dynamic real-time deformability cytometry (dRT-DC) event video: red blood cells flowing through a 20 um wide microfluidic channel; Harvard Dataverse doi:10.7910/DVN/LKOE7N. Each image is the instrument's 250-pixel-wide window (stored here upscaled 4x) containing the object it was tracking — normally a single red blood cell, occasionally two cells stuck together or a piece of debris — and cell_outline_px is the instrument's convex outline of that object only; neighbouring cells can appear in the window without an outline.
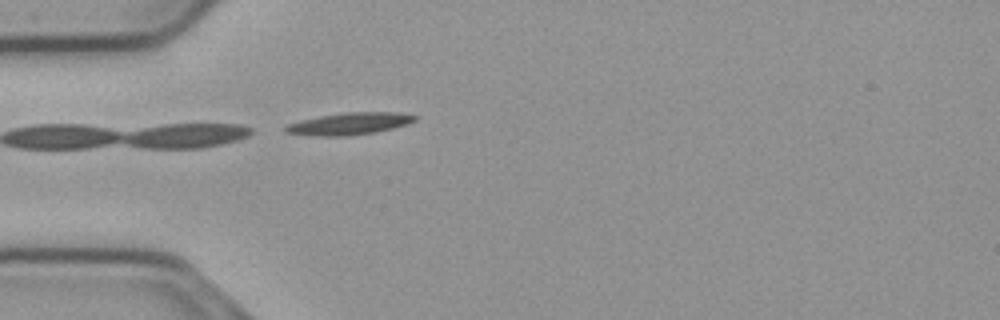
{"species": "common noctule bat (a hibernating species)", "species_latin": "Nyctalus noctula", "temperature_condition": "cold", "stored_images_in_passage": 9, "camera_frame_rate_fps": 3000, "um_per_image_px": 0.085, "animal": {"sex": "male", "body_mass_g": 23.1, "forearm_length_mm": 52.7}, "frame": {"image": 1, "passage_image": 9, "time_ms": 2.667, "image_size_px": [1000, 320], "cell_outline_px": [[416, 120], [392, 128], [372, 132], [344, 136], [320, 136], [284, 132], [284, 128], [288, 124], [300, 120], [340, 112], [396, 112], [416, 116]], "centroid_in_image_um": [29.64, 10.5], "position_along_channel_um": 55.4, "area_um2": 16.3}}